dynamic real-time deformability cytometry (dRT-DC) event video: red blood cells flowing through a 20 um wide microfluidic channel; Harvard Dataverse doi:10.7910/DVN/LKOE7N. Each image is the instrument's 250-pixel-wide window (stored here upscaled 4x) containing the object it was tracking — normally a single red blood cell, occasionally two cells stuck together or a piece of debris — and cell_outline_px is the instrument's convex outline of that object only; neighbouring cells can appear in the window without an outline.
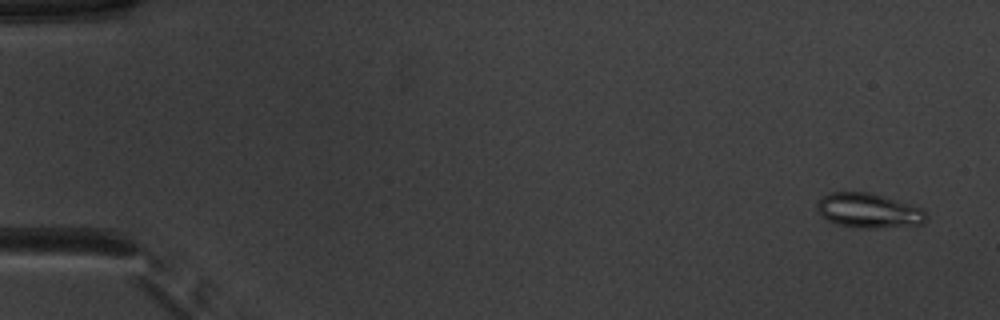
{"species": "common noctule bat (a hibernating species)", "species_latin": "Nyctalus noctula", "temperature_condition": "warm", "stored_images_in_passage": 17, "camera_frame_rate_fps": 3000, "um_per_image_px": 0.085, "animal": {"sex": "male", "body_mass_g": 20.1, "forearm_length_mm": 53.5}, "frame": {"image": 1, "passage_image": 3, "time_ms": 0.667, "image_size_px": [1000, 320], "cell_outline_px": [[928, 216], [924, 224], [876, 228], [860, 228], [836, 224], [820, 216], [816, 208], [816, 204], [824, 196], [832, 192], [868, 192], [912, 204], [924, 208]], "centroid_in_image_um": [73.86, 17.91], "position_along_channel_um": 11.1, "area_um2": 22.2}}